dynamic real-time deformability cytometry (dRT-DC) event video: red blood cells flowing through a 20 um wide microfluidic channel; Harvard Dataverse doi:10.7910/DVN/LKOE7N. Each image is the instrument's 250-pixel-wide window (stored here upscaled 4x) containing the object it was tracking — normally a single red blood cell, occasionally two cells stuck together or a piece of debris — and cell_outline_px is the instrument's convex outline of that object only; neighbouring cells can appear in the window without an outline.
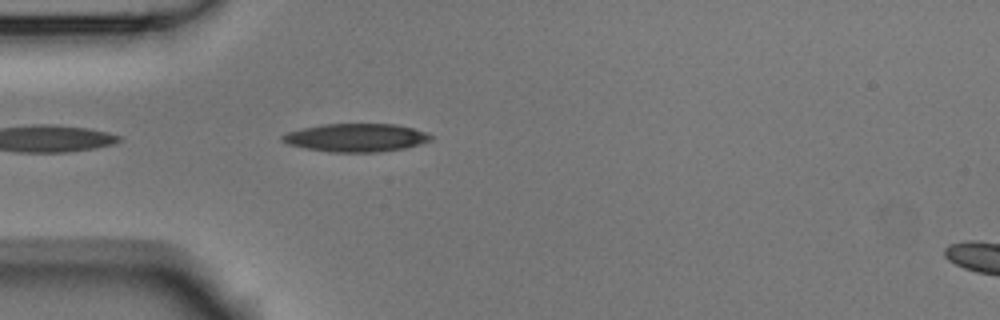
{"species": "Egyptian fruit bat (a non-hibernating species)", "species_latin": "Rousettus aegyptiacus", "temperature_condition": "room temperature", "stored_images_in_passage": 4, "camera_frame_rate_fps": 3000, "um_per_image_px": 0.085, "animal": {"sex": "male"}, "frame": {"image": 1, "passage_image": 4, "time_ms": 1.0, "image_size_px": [1000, 320], "cell_outline_px": [[432, 140], [420, 144], [404, 148], [376, 152], [328, 152], [288, 144], [280, 140], [280, 136], [288, 132], [304, 128], [324, 124], [396, 124], [428, 132], [432, 136]], "centroid_in_image_um": [30.29, 11.7], "position_along_channel_um": 54.7, "area_um2": 24.28}}